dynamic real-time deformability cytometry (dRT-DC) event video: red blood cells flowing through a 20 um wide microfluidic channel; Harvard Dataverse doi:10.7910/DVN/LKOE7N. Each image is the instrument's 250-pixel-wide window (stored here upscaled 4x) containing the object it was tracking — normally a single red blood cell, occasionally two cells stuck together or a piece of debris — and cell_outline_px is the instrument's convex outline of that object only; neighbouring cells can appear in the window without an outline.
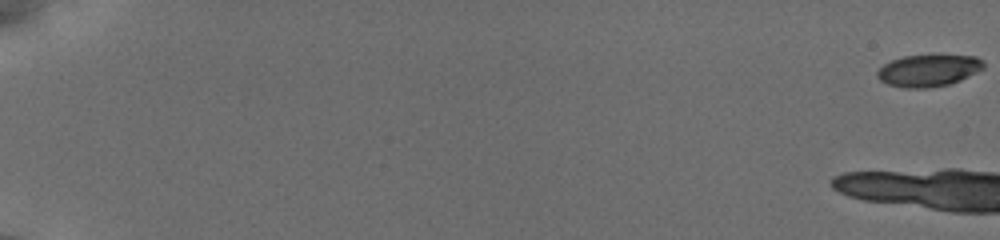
{"species": "common noctule bat (a hibernating species)", "species_latin": "Nyctalus noctula", "temperature_condition": "cold", "stored_images_in_passage": 5, "camera_frame_rate_fps": 3000, "um_per_image_px": 0.085, "animal": {"sex": "female", "body_mass_g": 19.5, "forearm_length_mm": 54.1}, "frame": {"image": 1, "passage_image": 1, "time_ms": 0.0, "image_size_px": [1000, 240], "cell_outline_px": [[984, 68], [960, 80], [948, 84], [928, 88], [904, 88], [888, 84], [880, 80], [876, 76], [876, 72], [884, 64], [892, 60], [904, 56], [976, 56], [984, 60]], "centroid_in_image_um": [78.91, 6.0], "position_along_channel_um": 6.1, "area_um2": 19.54}}